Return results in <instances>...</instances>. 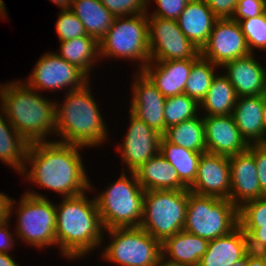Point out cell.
Returning a JSON list of instances; mask_svg holds the SVG:
<instances>
[{
    "mask_svg": "<svg viewBox=\"0 0 266 266\" xmlns=\"http://www.w3.org/2000/svg\"><path fill=\"white\" fill-rule=\"evenodd\" d=\"M83 149L88 150L55 140L29 144L20 177L31 186L37 185V189L57 193L60 198L80 195L90 189L91 180Z\"/></svg>",
    "mask_w": 266,
    "mask_h": 266,
    "instance_id": "cell-1",
    "label": "cell"
},
{
    "mask_svg": "<svg viewBox=\"0 0 266 266\" xmlns=\"http://www.w3.org/2000/svg\"><path fill=\"white\" fill-rule=\"evenodd\" d=\"M60 199L55 203L58 256L70 263L85 261L95 255L93 252H100L103 242L104 228L94 193L90 188L80 195Z\"/></svg>",
    "mask_w": 266,
    "mask_h": 266,
    "instance_id": "cell-2",
    "label": "cell"
},
{
    "mask_svg": "<svg viewBox=\"0 0 266 266\" xmlns=\"http://www.w3.org/2000/svg\"><path fill=\"white\" fill-rule=\"evenodd\" d=\"M92 81L81 89L66 92L63 103L55 98V141L91 150L110 145V134L113 133H109L111 130L102 115L101 103L94 96Z\"/></svg>",
    "mask_w": 266,
    "mask_h": 266,
    "instance_id": "cell-3",
    "label": "cell"
},
{
    "mask_svg": "<svg viewBox=\"0 0 266 266\" xmlns=\"http://www.w3.org/2000/svg\"><path fill=\"white\" fill-rule=\"evenodd\" d=\"M22 81L0 83V109L29 144L54 141L55 96L47 97Z\"/></svg>",
    "mask_w": 266,
    "mask_h": 266,
    "instance_id": "cell-4",
    "label": "cell"
},
{
    "mask_svg": "<svg viewBox=\"0 0 266 266\" xmlns=\"http://www.w3.org/2000/svg\"><path fill=\"white\" fill-rule=\"evenodd\" d=\"M24 191L19 200L10 198L8 208V218L12 220L16 217L15 230H12L16 233L17 242L20 240L26 247L45 252L47 248L55 247L56 250L55 201L47 193L41 194L33 188Z\"/></svg>",
    "mask_w": 266,
    "mask_h": 266,
    "instance_id": "cell-5",
    "label": "cell"
},
{
    "mask_svg": "<svg viewBox=\"0 0 266 266\" xmlns=\"http://www.w3.org/2000/svg\"><path fill=\"white\" fill-rule=\"evenodd\" d=\"M92 184L90 180V188L94 191L104 230L140 227L145 190L134 172L121 171L117 179L109 182V185L99 192Z\"/></svg>",
    "mask_w": 266,
    "mask_h": 266,
    "instance_id": "cell-6",
    "label": "cell"
},
{
    "mask_svg": "<svg viewBox=\"0 0 266 266\" xmlns=\"http://www.w3.org/2000/svg\"><path fill=\"white\" fill-rule=\"evenodd\" d=\"M99 46L103 62L108 60L110 63L111 59L131 61L132 66L136 64L134 71H142L150 62L147 13L115 17Z\"/></svg>",
    "mask_w": 266,
    "mask_h": 266,
    "instance_id": "cell-7",
    "label": "cell"
},
{
    "mask_svg": "<svg viewBox=\"0 0 266 266\" xmlns=\"http://www.w3.org/2000/svg\"><path fill=\"white\" fill-rule=\"evenodd\" d=\"M98 253L100 255L97 252L95 254L100 256V262H107L111 266L162 264L161 243L141 227H116L104 230L103 242Z\"/></svg>",
    "mask_w": 266,
    "mask_h": 266,
    "instance_id": "cell-8",
    "label": "cell"
},
{
    "mask_svg": "<svg viewBox=\"0 0 266 266\" xmlns=\"http://www.w3.org/2000/svg\"><path fill=\"white\" fill-rule=\"evenodd\" d=\"M188 189L145 191L140 227L161 244L183 230Z\"/></svg>",
    "mask_w": 266,
    "mask_h": 266,
    "instance_id": "cell-9",
    "label": "cell"
},
{
    "mask_svg": "<svg viewBox=\"0 0 266 266\" xmlns=\"http://www.w3.org/2000/svg\"><path fill=\"white\" fill-rule=\"evenodd\" d=\"M239 225L238 208L229 199L188 190L183 230L208 241L227 235Z\"/></svg>",
    "mask_w": 266,
    "mask_h": 266,
    "instance_id": "cell-10",
    "label": "cell"
},
{
    "mask_svg": "<svg viewBox=\"0 0 266 266\" xmlns=\"http://www.w3.org/2000/svg\"><path fill=\"white\" fill-rule=\"evenodd\" d=\"M24 83L42 93L65 94L83 88L91 79L77 66L58 56L53 50L43 53ZM58 90V91H57ZM60 91V92H59Z\"/></svg>",
    "mask_w": 266,
    "mask_h": 266,
    "instance_id": "cell-11",
    "label": "cell"
},
{
    "mask_svg": "<svg viewBox=\"0 0 266 266\" xmlns=\"http://www.w3.org/2000/svg\"><path fill=\"white\" fill-rule=\"evenodd\" d=\"M127 131L113 147L121 156L122 171L134 172L159 152L161 134L149 127L131 111ZM125 165V166H124Z\"/></svg>",
    "mask_w": 266,
    "mask_h": 266,
    "instance_id": "cell-12",
    "label": "cell"
},
{
    "mask_svg": "<svg viewBox=\"0 0 266 266\" xmlns=\"http://www.w3.org/2000/svg\"><path fill=\"white\" fill-rule=\"evenodd\" d=\"M150 61L195 59L200 50L184 35L177 20L147 17Z\"/></svg>",
    "mask_w": 266,
    "mask_h": 266,
    "instance_id": "cell-13",
    "label": "cell"
},
{
    "mask_svg": "<svg viewBox=\"0 0 266 266\" xmlns=\"http://www.w3.org/2000/svg\"><path fill=\"white\" fill-rule=\"evenodd\" d=\"M250 54L239 22L231 18L216 20L208 41L200 50L202 57L219 67Z\"/></svg>",
    "mask_w": 266,
    "mask_h": 266,
    "instance_id": "cell-14",
    "label": "cell"
},
{
    "mask_svg": "<svg viewBox=\"0 0 266 266\" xmlns=\"http://www.w3.org/2000/svg\"><path fill=\"white\" fill-rule=\"evenodd\" d=\"M130 103L127 106L135 116L163 135L165 133L164 107L166 97L142 71H133Z\"/></svg>",
    "mask_w": 266,
    "mask_h": 266,
    "instance_id": "cell-15",
    "label": "cell"
},
{
    "mask_svg": "<svg viewBox=\"0 0 266 266\" xmlns=\"http://www.w3.org/2000/svg\"><path fill=\"white\" fill-rule=\"evenodd\" d=\"M188 190L198 195L229 199L231 190L229 156L203 153L196 179Z\"/></svg>",
    "mask_w": 266,
    "mask_h": 266,
    "instance_id": "cell-16",
    "label": "cell"
},
{
    "mask_svg": "<svg viewBox=\"0 0 266 266\" xmlns=\"http://www.w3.org/2000/svg\"><path fill=\"white\" fill-rule=\"evenodd\" d=\"M231 190L229 200L237 207L245 202L264 197L254 158V144L246 151L229 157Z\"/></svg>",
    "mask_w": 266,
    "mask_h": 266,
    "instance_id": "cell-17",
    "label": "cell"
},
{
    "mask_svg": "<svg viewBox=\"0 0 266 266\" xmlns=\"http://www.w3.org/2000/svg\"><path fill=\"white\" fill-rule=\"evenodd\" d=\"M262 57L263 55L260 59L257 54H250L231 60L221 67L238 97L258 96L266 93V65Z\"/></svg>",
    "mask_w": 266,
    "mask_h": 266,
    "instance_id": "cell-18",
    "label": "cell"
},
{
    "mask_svg": "<svg viewBox=\"0 0 266 266\" xmlns=\"http://www.w3.org/2000/svg\"><path fill=\"white\" fill-rule=\"evenodd\" d=\"M206 152L233 156L249 148L241 136L232 114L203 116Z\"/></svg>",
    "mask_w": 266,
    "mask_h": 266,
    "instance_id": "cell-19",
    "label": "cell"
},
{
    "mask_svg": "<svg viewBox=\"0 0 266 266\" xmlns=\"http://www.w3.org/2000/svg\"><path fill=\"white\" fill-rule=\"evenodd\" d=\"M192 59L150 61L142 70L166 98L184 93Z\"/></svg>",
    "mask_w": 266,
    "mask_h": 266,
    "instance_id": "cell-20",
    "label": "cell"
},
{
    "mask_svg": "<svg viewBox=\"0 0 266 266\" xmlns=\"http://www.w3.org/2000/svg\"><path fill=\"white\" fill-rule=\"evenodd\" d=\"M209 241L182 230L162 244V264L168 266H198L207 251Z\"/></svg>",
    "mask_w": 266,
    "mask_h": 266,
    "instance_id": "cell-21",
    "label": "cell"
},
{
    "mask_svg": "<svg viewBox=\"0 0 266 266\" xmlns=\"http://www.w3.org/2000/svg\"><path fill=\"white\" fill-rule=\"evenodd\" d=\"M248 252L247 236L238 225L227 235L209 241L198 266H232Z\"/></svg>",
    "mask_w": 266,
    "mask_h": 266,
    "instance_id": "cell-22",
    "label": "cell"
},
{
    "mask_svg": "<svg viewBox=\"0 0 266 266\" xmlns=\"http://www.w3.org/2000/svg\"><path fill=\"white\" fill-rule=\"evenodd\" d=\"M232 116L241 136L249 145L266 143L263 95L238 97Z\"/></svg>",
    "mask_w": 266,
    "mask_h": 266,
    "instance_id": "cell-23",
    "label": "cell"
},
{
    "mask_svg": "<svg viewBox=\"0 0 266 266\" xmlns=\"http://www.w3.org/2000/svg\"><path fill=\"white\" fill-rule=\"evenodd\" d=\"M217 19L205 0H191L177 22L184 35L201 50Z\"/></svg>",
    "mask_w": 266,
    "mask_h": 266,
    "instance_id": "cell-24",
    "label": "cell"
},
{
    "mask_svg": "<svg viewBox=\"0 0 266 266\" xmlns=\"http://www.w3.org/2000/svg\"><path fill=\"white\" fill-rule=\"evenodd\" d=\"M134 173L145 191L188 189L179 179L176 169L160 152L142 164Z\"/></svg>",
    "mask_w": 266,
    "mask_h": 266,
    "instance_id": "cell-25",
    "label": "cell"
},
{
    "mask_svg": "<svg viewBox=\"0 0 266 266\" xmlns=\"http://www.w3.org/2000/svg\"><path fill=\"white\" fill-rule=\"evenodd\" d=\"M59 44V50L54 52L70 64L77 66L91 79L94 68L98 69V63L102 64L99 41L85 35L68 41H59Z\"/></svg>",
    "mask_w": 266,
    "mask_h": 266,
    "instance_id": "cell-26",
    "label": "cell"
},
{
    "mask_svg": "<svg viewBox=\"0 0 266 266\" xmlns=\"http://www.w3.org/2000/svg\"><path fill=\"white\" fill-rule=\"evenodd\" d=\"M29 143L14 129L0 109V162L17 173L24 171Z\"/></svg>",
    "mask_w": 266,
    "mask_h": 266,
    "instance_id": "cell-27",
    "label": "cell"
},
{
    "mask_svg": "<svg viewBox=\"0 0 266 266\" xmlns=\"http://www.w3.org/2000/svg\"><path fill=\"white\" fill-rule=\"evenodd\" d=\"M236 91L228 77L220 70L200 103L202 116L230 115L237 102ZM203 111V112H202Z\"/></svg>",
    "mask_w": 266,
    "mask_h": 266,
    "instance_id": "cell-28",
    "label": "cell"
},
{
    "mask_svg": "<svg viewBox=\"0 0 266 266\" xmlns=\"http://www.w3.org/2000/svg\"><path fill=\"white\" fill-rule=\"evenodd\" d=\"M71 11L84 25L87 35L98 41L104 37L115 18L100 0H74Z\"/></svg>",
    "mask_w": 266,
    "mask_h": 266,
    "instance_id": "cell-29",
    "label": "cell"
},
{
    "mask_svg": "<svg viewBox=\"0 0 266 266\" xmlns=\"http://www.w3.org/2000/svg\"><path fill=\"white\" fill-rule=\"evenodd\" d=\"M159 152L176 169L179 179L189 188L196 179L199 161L205 152L172 144L163 136L160 138Z\"/></svg>",
    "mask_w": 266,
    "mask_h": 266,
    "instance_id": "cell-30",
    "label": "cell"
},
{
    "mask_svg": "<svg viewBox=\"0 0 266 266\" xmlns=\"http://www.w3.org/2000/svg\"><path fill=\"white\" fill-rule=\"evenodd\" d=\"M162 136L172 144L196 152H206L204 123L201 114L167 128Z\"/></svg>",
    "mask_w": 266,
    "mask_h": 266,
    "instance_id": "cell-31",
    "label": "cell"
},
{
    "mask_svg": "<svg viewBox=\"0 0 266 266\" xmlns=\"http://www.w3.org/2000/svg\"><path fill=\"white\" fill-rule=\"evenodd\" d=\"M220 70L221 67L199 54L195 59H192V68L184 88V94L200 104L208 92L215 75Z\"/></svg>",
    "mask_w": 266,
    "mask_h": 266,
    "instance_id": "cell-32",
    "label": "cell"
},
{
    "mask_svg": "<svg viewBox=\"0 0 266 266\" xmlns=\"http://www.w3.org/2000/svg\"><path fill=\"white\" fill-rule=\"evenodd\" d=\"M200 115V104L182 93L167 97L164 107L165 131L183 121L193 119Z\"/></svg>",
    "mask_w": 266,
    "mask_h": 266,
    "instance_id": "cell-33",
    "label": "cell"
},
{
    "mask_svg": "<svg viewBox=\"0 0 266 266\" xmlns=\"http://www.w3.org/2000/svg\"><path fill=\"white\" fill-rule=\"evenodd\" d=\"M251 54L266 52V18L261 15L239 22Z\"/></svg>",
    "mask_w": 266,
    "mask_h": 266,
    "instance_id": "cell-34",
    "label": "cell"
},
{
    "mask_svg": "<svg viewBox=\"0 0 266 266\" xmlns=\"http://www.w3.org/2000/svg\"><path fill=\"white\" fill-rule=\"evenodd\" d=\"M241 228H260L266 225V196L245 202L238 208Z\"/></svg>",
    "mask_w": 266,
    "mask_h": 266,
    "instance_id": "cell-35",
    "label": "cell"
},
{
    "mask_svg": "<svg viewBox=\"0 0 266 266\" xmlns=\"http://www.w3.org/2000/svg\"><path fill=\"white\" fill-rule=\"evenodd\" d=\"M57 14L54 30L59 41H68L87 35L84 25L71 10H59Z\"/></svg>",
    "mask_w": 266,
    "mask_h": 266,
    "instance_id": "cell-36",
    "label": "cell"
},
{
    "mask_svg": "<svg viewBox=\"0 0 266 266\" xmlns=\"http://www.w3.org/2000/svg\"><path fill=\"white\" fill-rule=\"evenodd\" d=\"M190 1L191 0H147V17L177 20ZM151 4H154L152 5L153 8L156 6L152 11H150Z\"/></svg>",
    "mask_w": 266,
    "mask_h": 266,
    "instance_id": "cell-37",
    "label": "cell"
},
{
    "mask_svg": "<svg viewBox=\"0 0 266 266\" xmlns=\"http://www.w3.org/2000/svg\"><path fill=\"white\" fill-rule=\"evenodd\" d=\"M115 17L147 13V0H100Z\"/></svg>",
    "mask_w": 266,
    "mask_h": 266,
    "instance_id": "cell-38",
    "label": "cell"
},
{
    "mask_svg": "<svg viewBox=\"0 0 266 266\" xmlns=\"http://www.w3.org/2000/svg\"><path fill=\"white\" fill-rule=\"evenodd\" d=\"M264 0H238L234 14L231 19L240 22L264 13Z\"/></svg>",
    "mask_w": 266,
    "mask_h": 266,
    "instance_id": "cell-39",
    "label": "cell"
},
{
    "mask_svg": "<svg viewBox=\"0 0 266 266\" xmlns=\"http://www.w3.org/2000/svg\"><path fill=\"white\" fill-rule=\"evenodd\" d=\"M248 239L249 251L263 252L266 250V225L260 228H242Z\"/></svg>",
    "mask_w": 266,
    "mask_h": 266,
    "instance_id": "cell-40",
    "label": "cell"
},
{
    "mask_svg": "<svg viewBox=\"0 0 266 266\" xmlns=\"http://www.w3.org/2000/svg\"><path fill=\"white\" fill-rule=\"evenodd\" d=\"M12 220L9 218L0 222V253H12L17 244L16 233L10 229Z\"/></svg>",
    "mask_w": 266,
    "mask_h": 266,
    "instance_id": "cell-41",
    "label": "cell"
},
{
    "mask_svg": "<svg viewBox=\"0 0 266 266\" xmlns=\"http://www.w3.org/2000/svg\"><path fill=\"white\" fill-rule=\"evenodd\" d=\"M254 158L263 196H266V143L254 144Z\"/></svg>",
    "mask_w": 266,
    "mask_h": 266,
    "instance_id": "cell-42",
    "label": "cell"
},
{
    "mask_svg": "<svg viewBox=\"0 0 266 266\" xmlns=\"http://www.w3.org/2000/svg\"><path fill=\"white\" fill-rule=\"evenodd\" d=\"M218 19L232 18L238 0H205Z\"/></svg>",
    "mask_w": 266,
    "mask_h": 266,
    "instance_id": "cell-43",
    "label": "cell"
},
{
    "mask_svg": "<svg viewBox=\"0 0 266 266\" xmlns=\"http://www.w3.org/2000/svg\"><path fill=\"white\" fill-rule=\"evenodd\" d=\"M246 266H266V259L261 252L249 251L246 254Z\"/></svg>",
    "mask_w": 266,
    "mask_h": 266,
    "instance_id": "cell-44",
    "label": "cell"
},
{
    "mask_svg": "<svg viewBox=\"0 0 266 266\" xmlns=\"http://www.w3.org/2000/svg\"><path fill=\"white\" fill-rule=\"evenodd\" d=\"M11 196L0 192V222L8 218V208Z\"/></svg>",
    "mask_w": 266,
    "mask_h": 266,
    "instance_id": "cell-45",
    "label": "cell"
},
{
    "mask_svg": "<svg viewBox=\"0 0 266 266\" xmlns=\"http://www.w3.org/2000/svg\"><path fill=\"white\" fill-rule=\"evenodd\" d=\"M11 253H0V266H20Z\"/></svg>",
    "mask_w": 266,
    "mask_h": 266,
    "instance_id": "cell-46",
    "label": "cell"
},
{
    "mask_svg": "<svg viewBox=\"0 0 266 266\" xmlns=\"http://www.w3.org/2000/svg\"><path fill=\"white\" fill-rule=\"evenodd\" d=\"M53 4L57 5V8H60V11L71 10L74 0H49Z\"/></svg>",
    "mask_w": 266,
    "mask_h": 266,
    "instance_id": "cell-47",
    "label": "cell"
},
{
    "mask_svg": "<svg viewBox=\"0 0 266 266\" xmlns=\"http://www.w3.org/2000/svg\"><path fill=\"white\" fill-rule=\"evenodd\" d=\"M7 7L4 3V0H0V19L2 20H8L9 16H8V11H7Z\"/></svg>",
    "mask_w": 266,
    "mask_h": 266,
    "instance_id": "cell-48",
    "label": "cell"
},
{
    "mask_svg": "<svg viewBox=\"0 0 266 266\" xmlns=\"http://www.w3.org/2000/svg\"><path fill=\"white\" fill-rule=\"evenodd\" d=\"M263 122L266 130V93L263 94Z\"/></svg>",
    "mask_w": 266,
    "mask_h": 266,
    "instance_id": "cell-49",
    "label": "cell"
},
{
    "mask_svg": "<svg viewBox=\"0 0 266 266\" xmlns=\"http://www.w3.org/2000/svg\"><path fill=\"white\" fill-rule=\"evenodd\" d=\"M232 266H246V255L242 259L236 261Z\"/></svg>",
    "mask_w": 266,
    "mask_h": 266,
    "instance_id": "cell-50",
    "label": "cell"
},
{
    "mask_svg": "<svg viewBox=\"0 0 266 266\" xmlns=\"http://www.w3.org/2000/svg\"><path fill=\"white\" fill-rule=\"evenodd\" d=\"M263 255L265 256V259H266V250L262 252Z\"/></svg>",
    "mask_w": 266,
    "mask_h": 266,
    "instance_id": "cell-51",
    "label": "cell"
},
{
    "mask_svg": "<svg viewBox=\"0 0 266 266\" xmlns=\"http://www.w3.org/2000/svg\"><path fill=\"white\" fill-rule=\"evenodd\" d=\"M264 16H265V18H266V7H265V10H264Z\"/></svg>",
    "mask_w": 266,
    "mask_h": 266,
    "instance_id": "cell-52",
    "label": "cell"
},
{
    "mask_svg": "<svg viewBox=\"0 0 266 266\" xmlns=\"http://www.w3.org/2000/svg\"><path fill=\"white\" fill-rule=\"evenodd\" d=\"M263 58H264V61L266 62V55H265V56H263ZM265 65H266V63H265Z\"/></svg>",
    "mask_w": 266,
    "mask_h": 266,
    "instance_id": "cell-53",
    "label": "cell"
}]
</instances>
